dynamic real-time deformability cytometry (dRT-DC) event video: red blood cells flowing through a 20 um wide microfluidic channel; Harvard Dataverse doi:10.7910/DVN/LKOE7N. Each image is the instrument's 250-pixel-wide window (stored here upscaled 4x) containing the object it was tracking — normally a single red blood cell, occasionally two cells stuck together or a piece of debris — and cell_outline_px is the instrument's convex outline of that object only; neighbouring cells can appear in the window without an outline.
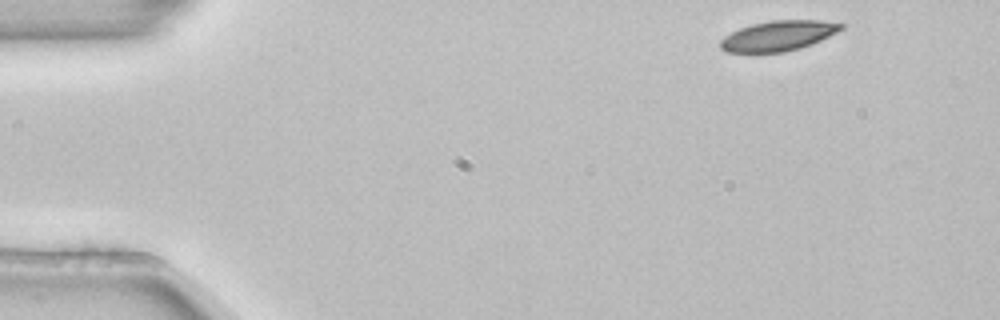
{"species": "common noctule bat (a hibernating species)", "species_latin": "Nyctalus noctula", "temperature_condition": "room temperature", "stored_images_in_passage": 3, "camera_frame_rate_fps": 3000, "um_per_image_px": 0.085, "animal": {"sex": "female", "body_mass_g": 22.7, "forearm_length_mm": 54.2}, "frame": {"image": 1, "passage_image": 1, "time_ms": 0.0, "image_size_px": [1000, 320], "cell_outline_px": [[844, 28], [812, 44], [800, 48], [784, 52], [724, 52], [720, 48], [720, 40], [724, 36], [740, 28], [752, 24], [772, 20], [820, 20], [844, 24]], "centroid_in_image_um": [66.13, 3.04], "position_along_channel_um": 18.9, "area_um2": 21.1}}